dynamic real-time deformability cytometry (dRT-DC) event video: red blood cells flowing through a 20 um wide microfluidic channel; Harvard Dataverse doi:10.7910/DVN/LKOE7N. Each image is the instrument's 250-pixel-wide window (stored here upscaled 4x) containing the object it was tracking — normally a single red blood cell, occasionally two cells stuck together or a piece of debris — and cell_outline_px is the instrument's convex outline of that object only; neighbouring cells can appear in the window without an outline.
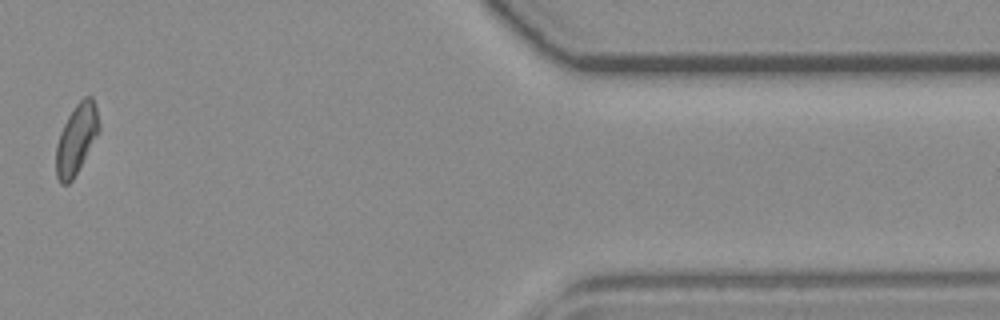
{"species": "common noctule bat (a hibernating species)", "species_latin": "Nyctalus noctula", "temperature_condition": "room temperature", "stored_images_in_passage": 11, "camera_frame_rate_fps": 3000, "um_per_image_px": 0.085, "animal": {"sex": "female", "body_mass_g": 19.3, "forearm_length_mm": 54.1}, "frame": {"image": 1, "passage_image": 10, "time_ms": 11.667, "image_size_px": [1000, 320], "cell_outline_px": [[100, 132], [72, 180], [68, 184], [60, 184], [56, 176], [56, 144], [60, 132], [68, 116], [76, 104], [84, 96], [92, 96], [96, 108], [100, 124]], "centroid_in_image_um": [6.5, 11.82], "position_along_channel_um": 404.9, "area_um2": 17.51}, "authors_computed_cell_mechanics": {"area_um2": 15.8372, "velocity_mm_per_s": 3.7404, "shape_relaxation_time_tau1_ms": 4.0669, "shape_relaxation_time_tau2_ms": null, "deformation_change_tau1": 0.1032, "deformation_change_tau2": null}}